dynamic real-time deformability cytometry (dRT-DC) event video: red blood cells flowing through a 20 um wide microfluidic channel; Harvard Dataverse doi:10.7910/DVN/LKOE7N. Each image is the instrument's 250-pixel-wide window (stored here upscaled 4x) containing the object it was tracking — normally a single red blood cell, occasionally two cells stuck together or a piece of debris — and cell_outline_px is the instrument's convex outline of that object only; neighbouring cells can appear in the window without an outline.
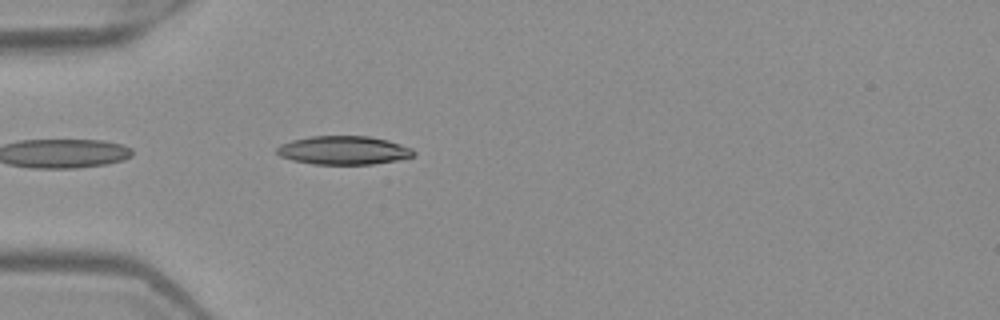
{"species": "Egyptian fruit bat (a non-hibernating species)", "species_latin": "Rousettus aegyptiacus", "temperature_condition": "warm", "stored_images_in_passage": 24, "camera_frame_rate_fps": 3000, "um_per_image_px": 0.085, "frame": {"image": 1, "passage_image": 2, "time_ms": 0.333, "image_size_px": [1000, 320], "cell_outline_px": [[416, 152], [412, 156], [396, 160], [372, 164], [312, 164], [292, 160], [280, 156], [276, 152], [276, 148], [280, 144], [292, 140], [312, 136], [368, 136], [388, 140], [412, 148]], "centroid_in_image_um": [29.18, 12.77], "position_along_channel_um": 55.8, "area_um2": 22.72}}
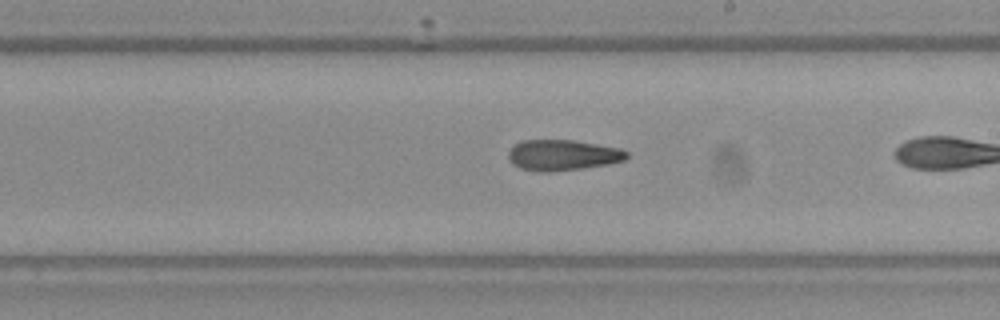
{"frame": {"image": 2, "passage_image": 14, "time_ms": 4.333, "image_size_px": [1000, 320], "cell_outline_px": [[628, 156], [624, 160], [608, 164], [584, 168], [552, 172], [540, 172], [520, 168], [512, 164], [508, 156], [508, 152], [520, 140], [572, 140], [620, 148], [628, 152]], "centroid_in_image_um": [47.82, 13.19], "position_along_channel_um": 241.2, "area_um2": 21.21}}
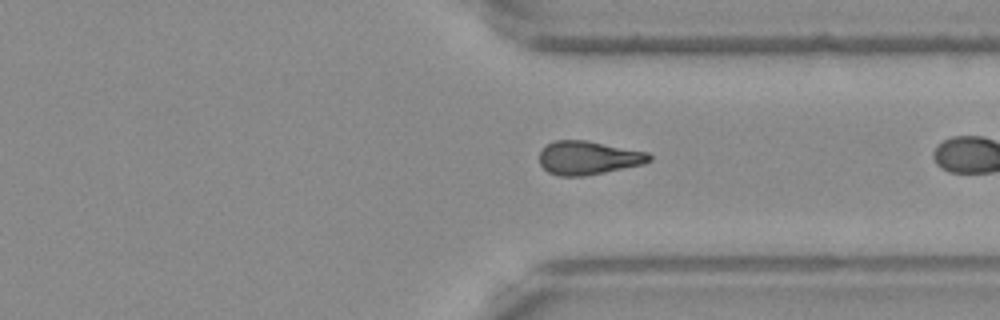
{"frame": {"image": 3, "passage_image": 23, "time_ms": 7.333, "image_size_px": [1000, 320], "cell_outline_px": [[652, 160], [644, 164], [584, 176], [560, 176], [548, 172], [540, 164], [540, 152], [552, 140], [588, 140], [648, 152], [652, 156]], "centroid_in_image_um": [50.02, 13.4], "position_along_channel_um": 361.4, "area_um2": 21.56}}